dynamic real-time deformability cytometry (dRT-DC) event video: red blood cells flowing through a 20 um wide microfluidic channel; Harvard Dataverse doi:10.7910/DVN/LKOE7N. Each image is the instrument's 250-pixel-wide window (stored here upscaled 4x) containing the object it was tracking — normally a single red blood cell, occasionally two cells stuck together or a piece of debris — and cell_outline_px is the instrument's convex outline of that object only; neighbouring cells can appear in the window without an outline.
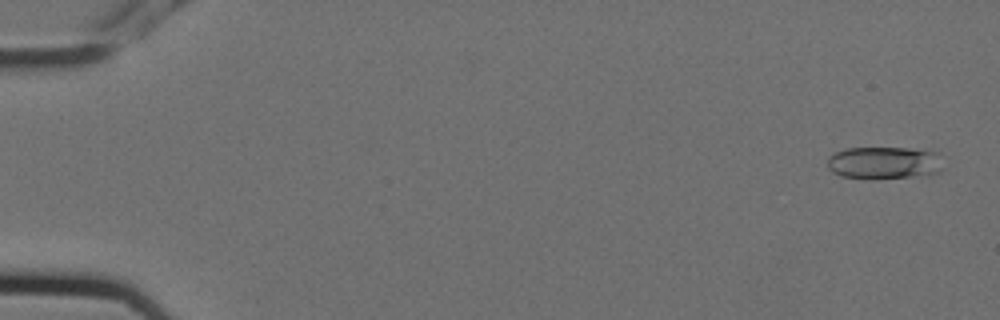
{"species": "Egyptian fruit bat (a non-hibernating species)", "species_latin": "Rousettus aegyptiacus", "temperature_condition": "cold", "stored_images_in_passage": 5, "camera_frame_rate_fps": 3000, "um_per_image_px": 0.085, "animal": {"sex": "female"}, "frame": {"image": 1, "passage_image": 1, "time_ms": 0.0, "image_size_px": [1000, 320], "cell_outline_px": [[944, 168], [940, 172], [908, 176], [840, 176], [832, 172], [828, 168], [828, 156], [836, 152], [848, 148], [908, 148], [940, 152]], "centroid_in_image_um": [75.2, 13.78], "position_along_channel_um": 9.8, "area_um2": 21.21}}
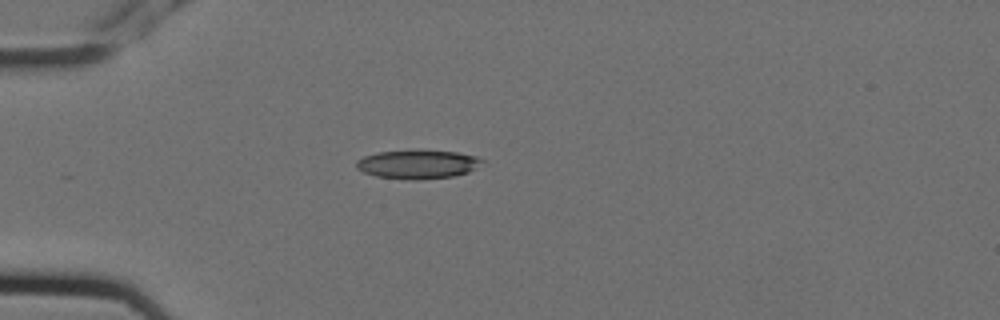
{"frame": {"image": 2, "passage_image": 5, "time_ms": 1.333, "image_size_px": [1000, 320], "cell_outline_px": [[484, 160], [468, 172], [452, 176], [416, 180], [412, 180], [376, 176], [364, 172], [356, 168], [356, 160], [364, 156], [376, 152], [416, 148], [456, 152], [476, 156]], "centroid_in_image_um": [35.45, 13.93], "position_along_channel_um": 49.6, "area_um2": 21.44}}